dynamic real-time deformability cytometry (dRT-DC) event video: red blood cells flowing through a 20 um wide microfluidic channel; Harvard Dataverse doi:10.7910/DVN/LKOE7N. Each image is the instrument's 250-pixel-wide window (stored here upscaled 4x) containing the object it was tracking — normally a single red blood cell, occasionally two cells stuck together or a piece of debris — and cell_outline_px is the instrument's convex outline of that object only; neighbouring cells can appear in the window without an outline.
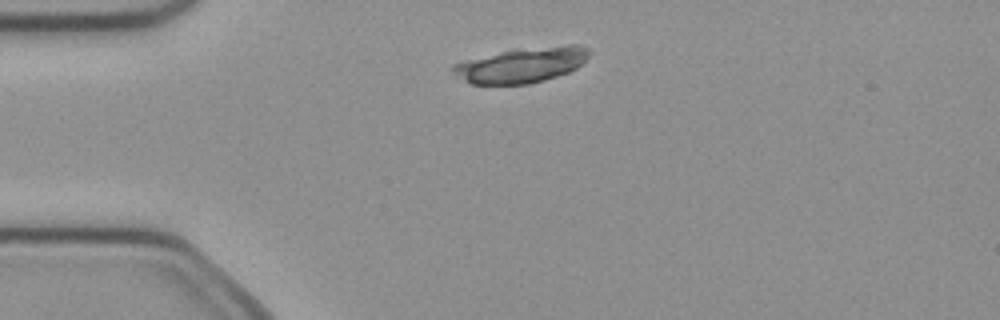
{"species": "common noctule bat (a hibernating species)", "species_latin": "Nyctalus noctula", "temperature_condition": "cold", "stored_images_in_passage": 2, "camera_frame_rate_fps": 3000, "um_per_image_px": 0.085, "animal": {"sex": "female", "body_mass_g": 21.9}, "frame": {"image": 1, "passage_image": 1, "time_ms": 0.0, "image_size_px": [1000, 320], "cell_outline_px": [[588, 56], [576, 68], [568, 72], [544, 80], [528, 84], [472, 84], [456, 76], [452, 72], [452, 64], [512, 48], [568, 44], [580, 44], [588, 48]], "centroid_in_image_um": [44.33, 5.5], "position_along_channel_um": 40.7, "area_um2": 28.09}}